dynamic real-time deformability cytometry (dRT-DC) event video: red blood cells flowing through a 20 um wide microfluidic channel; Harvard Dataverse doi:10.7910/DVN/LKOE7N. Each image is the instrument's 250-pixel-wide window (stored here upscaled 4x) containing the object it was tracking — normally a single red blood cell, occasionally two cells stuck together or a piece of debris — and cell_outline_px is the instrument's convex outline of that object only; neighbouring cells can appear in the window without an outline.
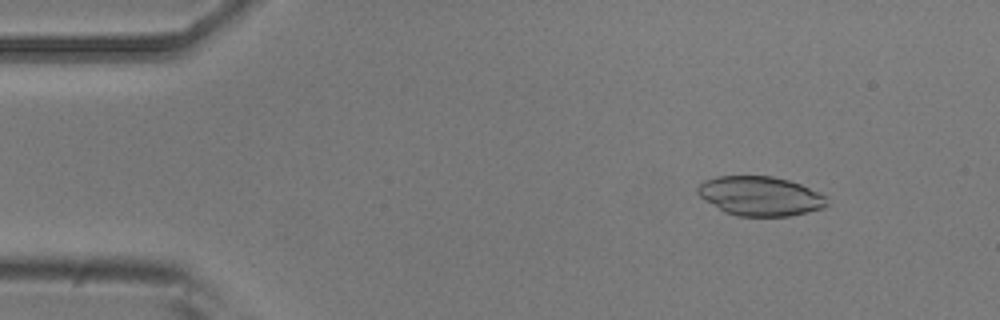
{"species": "common noctule bat (a hibernating species)", "species_latin": "Nyctalus noctula", "temperature_condition": "room temperature", "stored_images_in_passage": 51, "camera_frame_rate_fps": 3000, "um_per_image_px": 0.085, "animal": {"sex": "male", "body_mass_g": 20.5, "forearm_length_mm": 52.5}, "frame": {"image": 1, "passage_image": 6, "time_ms": 1.667, "image_size_px": [1000, 320], "cell_outline_px": [[828, 204], [824, 208], [808, 212], [788, 216], [736, 216], [724, 212], [704, 200], [696, 192], [696, 188], [704, 180], [716, 176], [772, 176], [788, 180], [800, 184], [824, 196]], "centroid_in_image_um": [64.57, 16.67], "position_along_channel_um": 20.4, "area_um2": 29.59}}
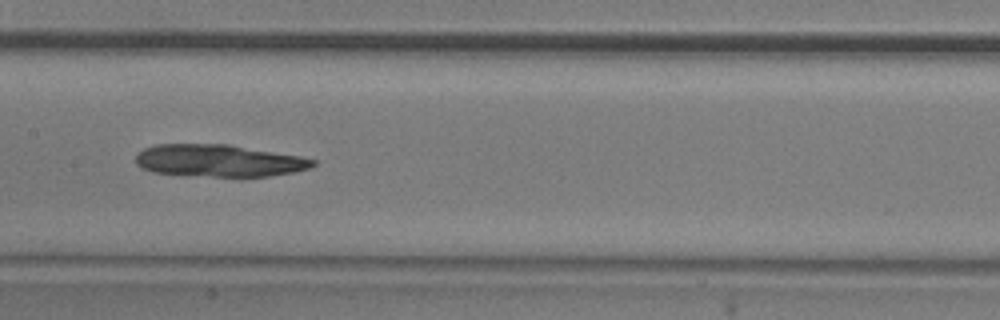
{"frame": {"image": 2, "passage_image": 25, "time_ms": 8.0, "image_size_px": [1000, 320], "cell_outline_px": [[316, 164], [308, 168], [292, 172], [268, 176], [212, 176], [152, 172], [140, 168], [136, 164], [136, 156], [144, 148], [156, 144], [228, 144], [300, 156], [316, 160]], "centroid_in_image_um": [18.58, 13.64], "position_along_channel_um": 188.8, "area_um2": 32.95}}
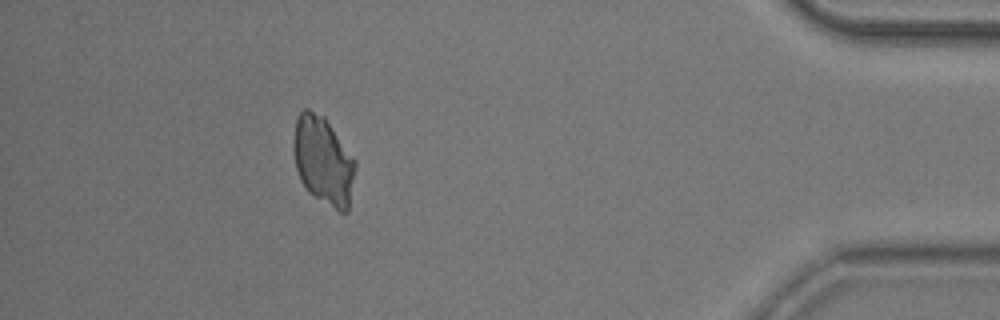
{"frame": {"image": 3, "passage_image": 46, "time_ms": 15.0, "image_size_px": [1000, 320], "cell_outline_px": [[356, 168], [348, 212], [340, 212], [308, 192], [300, 180], [296, 168], [292, 148], [292, 144], [296, 120], [300, 112], [304, 108], [308, 108], [324, 116], [356, 160]], "centroid_in_image_um": [27.47, 13.64], "position_along_channel_um": 407.7, "area_um2": 31.96}}